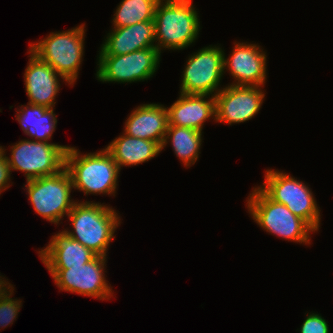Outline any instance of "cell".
<instances>
[{
  "label": "cell",
  "mask_w": 333,
  "mask_h": 333,
  "mask_svg": "<svg viewBox=\"0 0 333 333\" xmlns=\"http://www.w3.org/2000/svg\"><path fill=\"white\" fill-rule=\"evenodd\" d=\"M70 146L23 139L10 147L7 159L10 171H22L26 181L50 176L65 168L66 151Z\"/></svg>",
  "instance_id": "obj_8"
},
{
  "label": "cell",
  "mask_w": 333,
  "mask_h": 333,
  "mask_svg": "<svg viewBox=\"0 0 333 333\" xmlns=\"http://www.w3.org/2000/svg\"><path fill=\"white\" fill-rule=\"evenodd\" d=\"M305 315L307 316L300 326V333H329L328 322L321 314L312 311Z\"/></svg>",
  "instance_id": "obj_24"
},
{
  "label": "cell",
  "mask_w": 333,
  "mask_h": 333,
  "mask_svg": "<svg viewBox=\"0 0 333 333\" xmlns=\"http://www.w3.org/2000/svg\"><path fill=\"white\" fill-rule=\"evenodd\" d=\"M11 174L12 173L10 171L7 159L4 156L0 160V195L3 191H6V189H8L11 186L10 185V183H12Z\"/></svg>",
  "instance_id": "obj_25"
},
{
  "label": "cell",
  "mask_w": 333,
  "mask_h": 333,
  "mask_svg": "<svg viewBox=\"0 0 333 333\" xmlns=\"http://www.w3.org/2000/svg\"><path fill=\"white\" fill-rule=\"evenodd\" d=\"M263 185L258 186L270 199L284 204L296 216L305 220L316 232L320 227V207L310 187L290 174L267 169Z\"/></svg>",
  "instance_id": "obj_6"
},
{
  "label": "cell",
  "mask_w": 333,
  "mask_h": 333,
  "mask_svg": "<svg viewBox=\"0 0 333 333\" xmlns=\"http://www.w3.org/2000/svg\"><path fill=\"white\" fill-rule=\"evenodd\" d=\"M252 220L268 234L287 241L308 244L311 232L316 231L303 219L293 214L286 205L270 199L258 186L246 199Z\"/></svg>",
  "instance_id": "obj_4"
},
{
  "label": "cell",
  "mask_w": 333,
  "mask_h": 333,
  "mask_svg": "<svg viewBox=\"0 0 333 333\" xmlns=\"http://www.w3.org/2000/svg\"><path fill=\"white\" fill-rule=\"evenodd\" d=\"M65 168L71 176L73 189L84 195L116 196L120 169L105 148L82 155L79 149L70 146L66 151Z\"/></svg>",
  "instance_id": "obj_3"
},
{
  "label": "cell",
  "mask_w": 333,
  "mask_h": 333,
  "mask_svg": "<svg viewBox=\"0 0 333 333\" xmlns=\"http://www.w3.org/2000/svg\"><path fill=\"white\" fill-rule=\"evenodd\" d=\"M230 55H225L223 73L232 76L230 85L262 86L267 80V53L259 44L249 42H234Z\"/></svg>",
  "instance_id": "obj_13"
},
{
  "label": "cell",
  "mask_w": 333,
  "mask_h": 333,
  "mask_svg": "<svg viewBox=\"0 0 333 333\" xmlns=\"http://www.w3.org/2000/svg\"><path fill=\"white\" fill-rule=\"evenodd\" d=\"M85 23L65 31L51 32L38 42L30 43L29 50L50 65L68 85L74 86L84 55Z\"/></svg>",
  "instance_id": "obj_5"
},
{
  "label": "cell",
  "mask_w": 333,
  "mask_h": 333,
  "mask_svg": "<svg viewBox=\"0 0 333 333\" xmlns=\"http://www.w3.org/2000/svg\"><path fill=\"white\" fill-rule=\"evenodd\" d=\"M159 0H122L114 11L112 28L125 27L144 21H154Z\"/></svg>",
  "instance_id": "obj_22"
},
{
  "label": "cell",
  "mask_w": 333,
  "mask_h": 333,
  "mask_svg": "<svg viewBox=\"0 0 333 333\" xmlns=\"http://www.w3.org/2000/svg\"><path fill=\"white\" fill-rule=\"evenodd\" d=\"M168 125L193 128L203 131L204 123L210 118L216 121L215 96L182 94L167 107Z\"/></svg>",
  "instance_id": "obj_15"
},
{
  "label": "cell",
  "mask_w": 333,
  "mask_h": 333,
  "mask_svg": "<svg viewBox=\"0 0 333 333\" xmlns=\"http://www.w3.org/2000/svg\"><path fill=\"white\" fill-rule=\"evenodd\" d=\"M105 149L121 167L136 166L155 158L161 153V146L152 140L135 138L122 133L108 144Z\"/></svg>",
  "instance_id": "obj_19"
},
{
  "label": "cell",
  "mask_w": 333,
  "mask_h": 333,
  "mask_svg": "<svg viewBox=\"0 0 333 333\" xmlns=\"http://www.w3.org/2000/svg\"><path fill=\"white\" fill-rule=\"evenodd\" d=\"M107 258L96 256L85 265L47 270L60 291H68L102 301L110 300L114 296V292L105 277Z\"/></svg>",
  "instance_id": "obj_11"
},
{
  "label": "cell",
  "mask_w": 333,
  "mask_h": 333,
  "mask_svg": "<svg viewBox=\"0 0 333 333\" xmlns=\"http://www.w3.org/2000/svg\"><path fill=\"white\" fill-rule=\"evenodd\" d=\"M4 146H0V160L5 156V147Z\"/></svg>",
  "instance_id": "obj_26"
},
{
  "label": "cell",
  "mask_w": 333,
  "mask_h": 333,
  "mask_svg": "<svg viewBox=\"0 0 333 333\" xmlns=\"http://www.w3.org/2000/svg\"><path fill=\"white\" fill-rule=\"evenodd\" d=\"M109 206L95 201H76L67 215L73 230L63 231L97 256L107 257L114 233L121 225L119 213Z\"/></svg>",
  "instance_id": "obj_1"
},
{
  "label": "cell",
  "mask_w": 333,
  "mask_h": 333,
  "mask_svg": "<svg viewBox=\"0 0 333 333\" xmlns=\"http://www.w3.org/2000/svg\"><path fill=\"white\" fill-rule=\"evenodd\" d=\"M126 119L123 133L162 145L168 127L167 107L160 103L140 104Z\"/></svg>",
  "instance_id": "obj_18"
},
{
  "label": "cell",
  "mask_w": 333,
  "mask_h": 333,
  "mask_svg": "<svg viewBox=\"0 0 333 333\" xmlns=\"http://www.w3.org/2000/svg\"><path fill=\"white\" fill-rule=\"evenodd\" d=\"M155 47L154 21L112 28L104 38L98 55H124L137 50Z\"/></svg>",
  "instance_id": "obj_17"
},
{
  "label": "cell",
  "mask_w": 333,
  "mask_h": 333,
  "mask_svg": "<svg viewBox=\"0 0 333 333\" xmlns=\"http://www.w3.org/2000/svg\"><path fill=\"white\" fill-rule=\"evenodd\" d=\"M262 86H236L226 84L215 95L216 121L228 125L251 120L260 111L265 99Z\"/></svg>",
  "instance_id": "obj_12"
},
{
  "label": "cell",
  "mask_w": 333,
  "mask_h": 333,
  "mask_svg": "<svg viewBox=\"0 0 333 333\" xmlns=\"http://www.w3.org/2000/svg\"><path fill=\"white\" fill-rule=\"evenodd\" d=\"M13 285L0 295V330L13 324L22 308V300L12 298Z\"/></svg>",
  "instance_id": "obj_23"
},
{
  "label": "cell",
  "mask_w": 333,
  "mask_h": 333,
  "mask_svg": "<svg viewBox=\"0 0 333 333\" xmlns=\"http://www.w3.org/2000/svg\"><path fill=\"white\" fill-rule=\"evenodd\" d=\"M224 51L220 44L209 45L189 55L181 75L180 93L215 96L220 92Z\"/></svg>",
  "instance_id": "obj_10"
},
{
  "label": "cell",
  "mask_w": 333,
  "mask_h": 333,
  "mask_svg": "<svg viewBox=\"0 0 333 333\" xmlns=\"http://www.w3.org/2000/svg\"><path fill=\"white\" fill-rule=\"evenodd\" d=\"M27 53L30 58L23 77L28 103L54 108L57 93L61 88L60 79H63L62 82H68L30 50Z\"/></svg>",
  "instance_id": "obj_14"
},
{
  "label": "cell",
  "mask_w": 333,
  "mask_h": 333,
  "mask_svg": "<svg viewBox=\"0 0 333 333\" xmlns=\"http://www.w3.org/2000/svg\"><path fill=\"white\" fill-rule=\"evenodd\" d=\"M192 0H159L154 15L155 48L183 50L199 35L200 19ZM165 48V49H164Z\"/></svg>",
  "instance_id": "obj_2"
},
{
  "label": "cell",
  "mask_w": 333,
  "mask_h": 333,
  "mask_svg": "<svg viewBox=\"0 0 333 333\" xmlns=\"http://www.w3.org/2000/svg\"><path fill=\"white\" fill-rule=\"evenodd\" d=\"M24 187L34 211L55 225L60 224L77 201L71 198L73 185L66 168L50 176L28 180Z\"/></svg>",
  "instance_id": "obj_7"
},
{
  "label": "cell",
  "mask_w": 333,
  "mask_h": 333,
  "mask_svg": "<svg viewBox=\"0 0 333 333\" xmlns=\"http://www.w3.org/2000/svg\"><path fill=\"white\" fill-rule=\"evenodd\" d=\"M202 134L203 132L193 128L168 125L161 150L170 143L174 154L183 162L184 167H191L201 153Z\"/></svg>",
  "instance_id": "obj_21"
},
{
  "label": "cell",
  "mask_w": 333,
  "mask_h": 333,
  "mask_svg": "<svg viewBox=\"0 0 333 333\" xmlns=\"http://www.w3.org/2000/svg\"><path fill=\"white\" fill-rule=\"evenodd\" d=\"M48 243L37 252L47 269H68L85 265L97 256L63 230L55 233Z\"/></svg>",
  "instance_id": "obj_16"
},
{
  "label": "cell",
  "mask_w": 333,
  "mask_h": 333,
  "mask_svg": "<svg viewBox=\"0 0 333 333\" xmlns=\"http://www.w3.org/2000/svg\"><path fill=\"white\" fill-rule=\"evenodd\" d=\"M19 107L16 112V120L24 134L35 141L49 142L57 127L54 108L29 103Z\"/></svg>",
  "instance_id": "obj_20"
},
{
  "label": "cell",
  "mask_w": 333,
  "mask_h": 333,
  "mask_svg": "<svg viewBox=\"0 0 333 333\" xmlns=\"http://www.w3.org/2000/svg\"><path fill=\"white\" fill-rule=\"evenodd\" d=\"M161 55L155 47L124 55H97L95 75L103 83L130 84L147 81L156 74Z\"/></svg>",
  "instance_id": "obj_9"
}]
</instances>
